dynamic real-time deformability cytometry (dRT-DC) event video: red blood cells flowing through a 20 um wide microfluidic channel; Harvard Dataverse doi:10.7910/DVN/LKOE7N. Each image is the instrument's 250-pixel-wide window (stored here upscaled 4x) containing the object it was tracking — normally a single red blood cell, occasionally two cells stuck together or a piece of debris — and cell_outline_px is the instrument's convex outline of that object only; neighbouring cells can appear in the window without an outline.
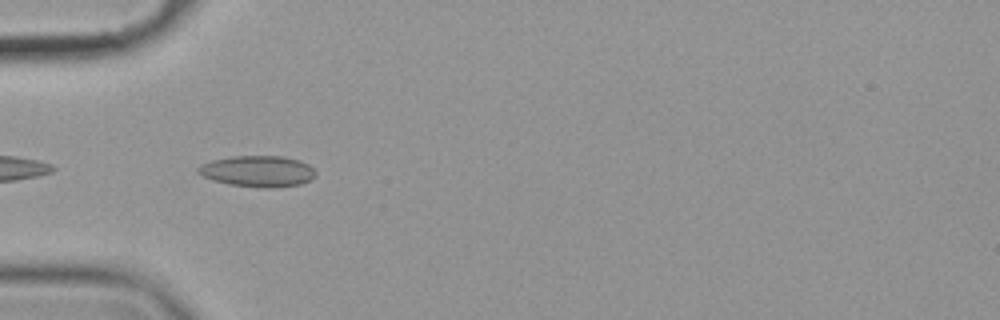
{"species": "common noctule bat (a hibernating species)", "species_latin": "Nyctalus noctula", "temperature_condition": "cold", "stored_images_in_passage": 6, "camera_frame_rate_fps": 3000, "um_per_image_px": 0.085, "animal": {"sex": "female", "body_mass_g": 19.9}, "frame": {"image": 1, "passage_image": 2, "time_ms": 0.333, "image_size_px": [1000, 320], "cell_outline_px": [[316, 176], [300, 184], [272, 188], [264, 188], [228, 184], [212, 180], [196, 172], [196, 168], [200, 164], [212, 160], [232, 156], [284, 156], [300, 160], [308, 164], [316, 172]], "centroid_in_image_um": [21.89, 14.55], "position_along_channel_um": 63.1, "area_um2": 21.44}}